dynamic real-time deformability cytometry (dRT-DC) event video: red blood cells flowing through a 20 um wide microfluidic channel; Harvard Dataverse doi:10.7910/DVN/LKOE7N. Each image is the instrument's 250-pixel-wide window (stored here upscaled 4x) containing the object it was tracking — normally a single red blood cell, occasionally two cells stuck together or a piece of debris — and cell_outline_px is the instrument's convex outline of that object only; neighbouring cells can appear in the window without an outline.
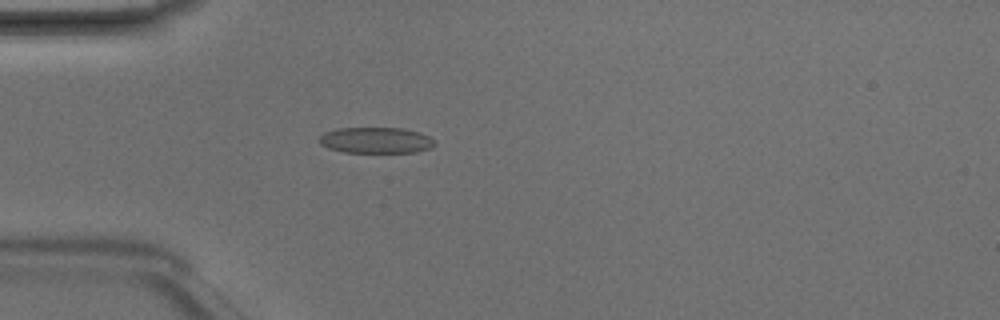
{"species": "Egyptian fruit bat (a non-hibernating species)", "species_latin": "Rousettus aegyptiacus", "temperature_condition": "room temperature", "stored_images_in_passage": 4, "camera_frame_rate_fps": 3000, "um_per_image_px": 0.085, "animal": {"sex": "male"}, "frame": {"image": 1, "passage_image": 4, "time_ms": 1.0, "image_size_px": [1000, 320], "cell_outline_px": [[436, 144], [432, 148], [416, 152], [344, 152], [328, 148], [320, 144], [320, 136], [324, 132], [340, 128], [400, 128], [420, 132], [428, 136]], "centroid_in_image_um": [31.96, 11.92], "position_along_channel_um": 53.0, "area_um2": 17.4}}